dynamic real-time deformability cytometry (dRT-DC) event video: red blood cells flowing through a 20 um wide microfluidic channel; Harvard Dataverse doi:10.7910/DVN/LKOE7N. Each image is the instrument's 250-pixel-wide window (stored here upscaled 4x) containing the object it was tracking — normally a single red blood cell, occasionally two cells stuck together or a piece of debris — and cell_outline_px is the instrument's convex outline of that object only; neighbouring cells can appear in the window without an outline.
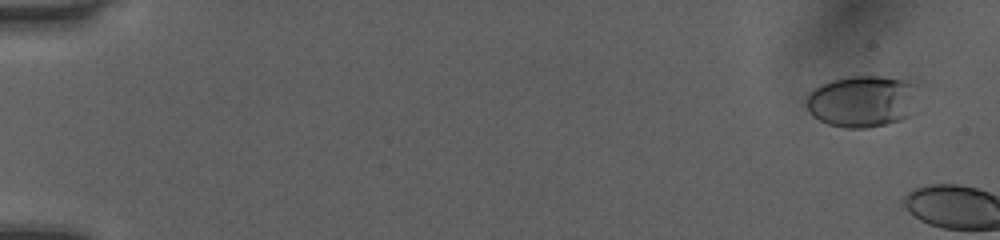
{"species": "human", "species_latin": "Homo sapiens", "temperature_condition": "room temperature", "stored_images_in_passage": 4, "camera_frame_rate_fps": 3000, "um_per_image_px": 0.085, "donor": {"sex": "female"}, "frame": {"image": 1, "passage_image": 2, "time_ms": 0.333, "image_size_px": [1000, 240], "cell_outline_px": [[928, 84], [916, 112], [912, 116], [900, 120], [884, 124], [864, 128], [844, 128], [828, 124], [812, 116], [808, 108], [808, 92], [832, 80], [848, 76], [908, 76], [920, 80]], "centroid_in_image_um": [73.62, 8.54], "position_along_channel_um": 11.4, "area_um2": 36.13}}